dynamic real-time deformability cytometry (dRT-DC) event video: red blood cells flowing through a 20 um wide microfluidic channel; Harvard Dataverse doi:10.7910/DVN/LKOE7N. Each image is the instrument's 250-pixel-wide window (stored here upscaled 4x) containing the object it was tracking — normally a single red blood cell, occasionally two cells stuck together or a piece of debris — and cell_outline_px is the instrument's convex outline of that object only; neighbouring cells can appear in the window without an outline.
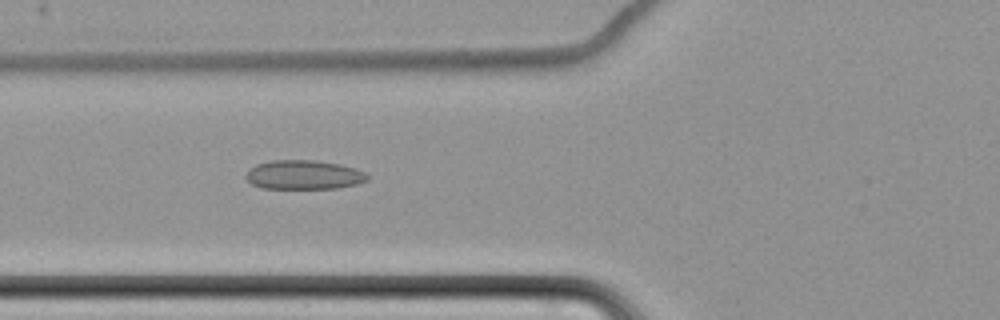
{"species": "common noctule bat (a hibernating species)", "species_latin": "Nyctalus noctula", "temperature_condition": "cold", "stored_images_in_passage": 7, "camera_frame_rate_fps": 3000, "um_per_image_px": 0.085, "animal": {"sex": "female", "body_mass_g": 22.7, "forearm_length_mm": 54.2}, "frame": {"image": 1, "passage_image": 7, "time_ms": 8.0, "image_size_px": [1000, 320], "cell_outline_px": [[368, 180], [356, 184], [336, 188], [260, 188], [252, 184], [244, 176], [256, 164], [272, 160], [316, 160], [340, 164], [356, 168], [364, 172], [368, 176]], "centroid_in_image_um": [25.83, 14.85], "position_along_channel_um": 100.0, "area_um2": 20.58}}